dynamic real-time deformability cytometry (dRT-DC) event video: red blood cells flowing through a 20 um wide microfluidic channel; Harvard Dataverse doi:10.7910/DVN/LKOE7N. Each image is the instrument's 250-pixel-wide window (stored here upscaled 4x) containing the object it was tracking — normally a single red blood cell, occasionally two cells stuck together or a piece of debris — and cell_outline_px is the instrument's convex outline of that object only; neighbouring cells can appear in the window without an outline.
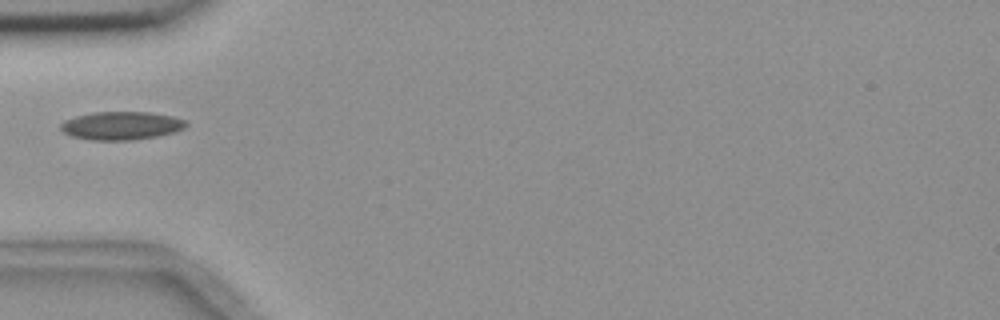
{"species": "common noctule bat (a hibernating species)", "species_latin": "Nyctalus noctula", "temperature_condition": "room temperature", "stored_images_in_passage": 5, "camera_frame_rate_fps": 3000, "um_per_image_px": 0.085, "animal": {"sex": "female", "body_mass_g": 18.4}, "frame": {"image": 1, "passage_image": 5, "time_ms": 5.333, "image_size_px": [1000, 320], "cell_outline_px": [[188, 124], [184, 128], [172, 132], [156, 136], [132, 140], [92, 140], [72, 136], [64, 132], [60, 128], [60, 124], [64, 120], [76, 116], [92, 112], [148, 112], [172, 116], [188, 120]], "centroid_in_image_um": [10.31, 10.67], "position_along_channel_um": 74.7, "area_um2": 20.58}}